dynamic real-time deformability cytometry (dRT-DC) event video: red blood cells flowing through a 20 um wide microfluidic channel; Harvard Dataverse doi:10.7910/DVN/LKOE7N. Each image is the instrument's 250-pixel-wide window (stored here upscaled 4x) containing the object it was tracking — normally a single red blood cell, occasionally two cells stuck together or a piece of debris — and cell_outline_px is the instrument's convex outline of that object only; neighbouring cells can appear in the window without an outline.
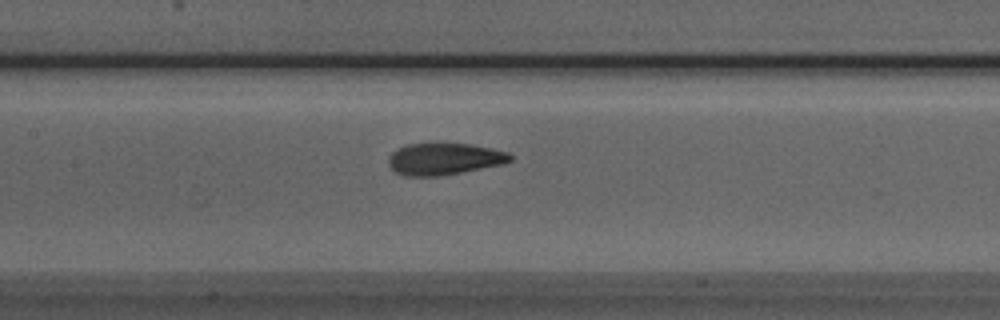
{"species": "Egyptian fruit bat (a non-hibernating species)", "species_latin": "Rousettus aegyptiacus", "temperature_condition": "room temperature", "stored_images_in_passage": 41, "camera_frame_rate_fps": 3000, "um_per_image_px": 0.085, "animal": {"sex": "male"}, "frame": {"image": 1, "passage_image": 14, "time_ms": 4.333, "image_size_px": [1000, 320], "cell_outline_px": [[512, 160], [500, 164], [440, 176], [404, 176], [396, 172], [388, 164], [388, 156], [396, 148], [408, 144], [472, 144], [492, 148], [508, 152], [512, 156]], "centroid_in_image_um": [37.72, 13.51], "position_along_channel_um": 169.7, "area_um2": 22.37}}
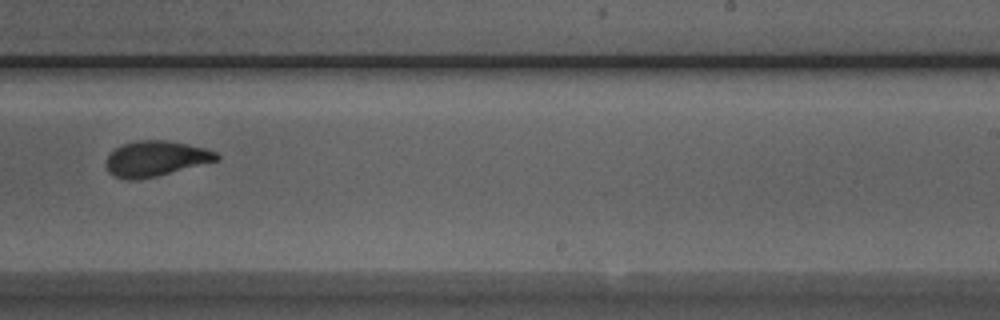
{"frame": {"image": 2, "passage_image": 22, "time_ms": 7.0, "image_size_px": [1000, 320], "cell_outline_px": [[220, 160], [156, 176], [136, 180], [128, 180], [112, 176], [108, 172], [104, 164], [108, 156], [120, 144], [136, 140], [168, 140], [188, 144], [204, 148], [216, 152], [220, 156]], "centroid_in_image_um": [13.21, 13.48], "position_along_channel_um": 275.8, "area_um2": 23.0}}
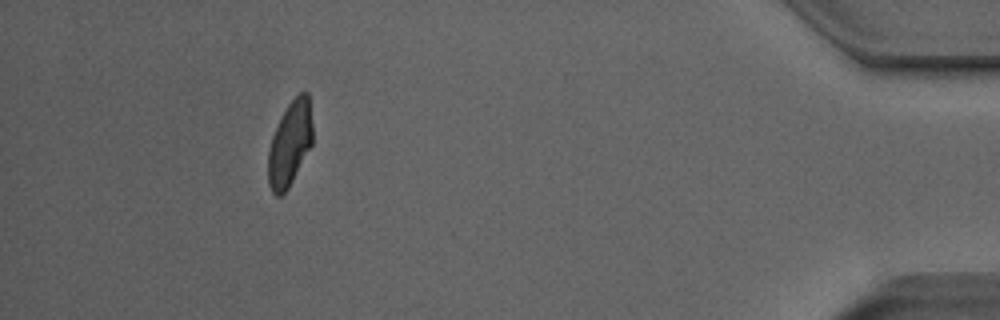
{"frame": {"image": 3, "passage_image": 37, "time_ms": 12.0, "image_size_px": [1000, 320], "cell_outline_px": [[312, 144], [288, 188], [280, 196], [276, 196], [272, 192], [268, 184], [268, 152], [272, 136], [288, 104], [300, 92], [308, 92], [312, 124]], "centroid_in_image_um": [24.64, 12.23], "position_along_channel_um": 410.6, "area_um2": 21.62}, "authors_computed_cell_mechanics": {"area_um2": 22.8888, "velocity_mm_per_s": 3.9956, "shape_relaxation_time_tau1_ms": 5.0962, "shape_relaxation_time_tau2_ms": 1.2066, "deformation_change_tau1": 0.1682, "deformation_change_tau2": 0.0783}}